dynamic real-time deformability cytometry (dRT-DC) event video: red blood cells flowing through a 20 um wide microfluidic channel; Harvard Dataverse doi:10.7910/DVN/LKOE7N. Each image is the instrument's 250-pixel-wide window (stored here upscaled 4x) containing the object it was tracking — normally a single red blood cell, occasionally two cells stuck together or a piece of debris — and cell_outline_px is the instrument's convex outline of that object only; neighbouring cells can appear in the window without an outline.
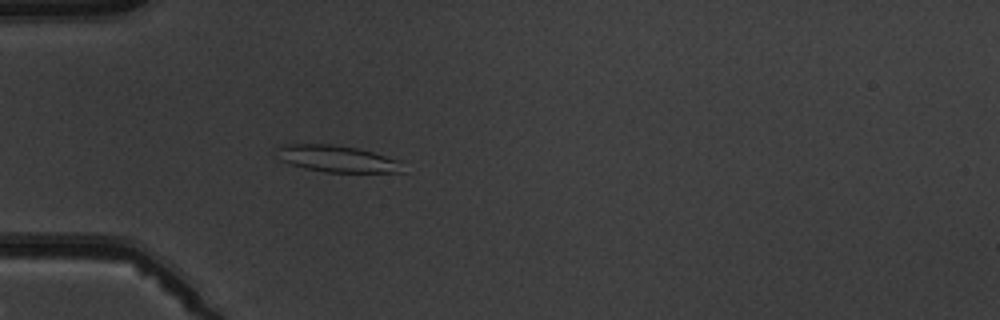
{"species": "common noctule bat (a hibernating species)", "species_latin": "Nyctalus noctula", "temperature_condition": "warm", "stored_images_in_passage": 3, "camera_frame_rate_fps": 3000, "um_per_image_px": 0.085, "animal": {"sex": "male", "body_mass_g": 19.5, "forearm_length_mm": 54.6}, "frame": {"image": 1, "passage_image": 3, "time_ms": 2.333, "image_size_px": [1000, 320], "cell_outline_px": [[404, 172], [324, 172], [304, 168], [280, 160], [276, 148], [288, 144], [332, 144], [356, 148], [372, 152], [400, 160]], "centroid_in_image_um": [28.66, 13.5], "position_along_channel_um": 56.3, "area_um2": 19.42}}